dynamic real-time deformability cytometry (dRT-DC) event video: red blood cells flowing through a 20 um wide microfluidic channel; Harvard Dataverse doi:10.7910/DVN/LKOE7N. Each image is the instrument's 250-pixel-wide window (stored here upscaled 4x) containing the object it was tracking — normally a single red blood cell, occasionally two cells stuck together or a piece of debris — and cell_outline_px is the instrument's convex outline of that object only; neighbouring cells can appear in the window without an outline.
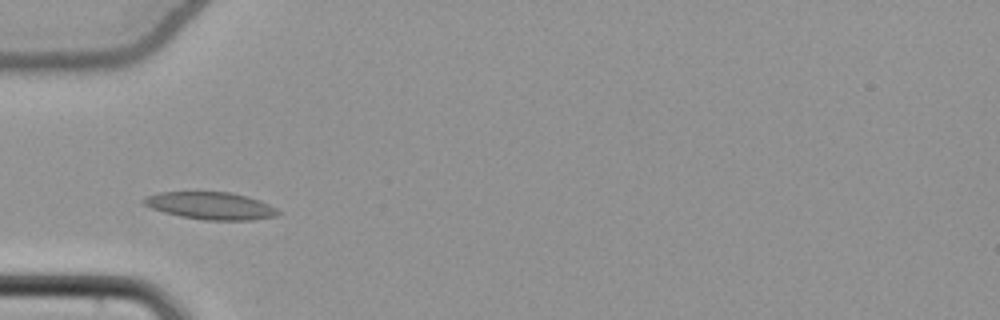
{"species": "common noctule bat (a hibernating species)", "species_latin": "Nyctalus noctula", "temperature_condition": "cold", "stored_images_in_passage": 37, "camera_frame_rate_fps": 3000, "um_per_image_px": 0.085, "animal": {"sex": "female", "body_mass_g": 22.7, "forearm_length_mm": 54.2}, "frame": {"image": 1, "passage_image": 1, "time_ms": 0.0, "image_size_px": [1000, 320], "cell_outline_px": [[280, 212], [276, 216], [252, 220], [204, 220], [180, 216], [164, 212], [152, 208], [144, 204], [140, 200], [148, 196], [160, 192], [232, 192], [248, 196], [260, 200], [276, 208]], "centroid_in_image_um": [17.93, 17.49], "position_along_channel_um": 67.1, "area_um2": 21.39}}
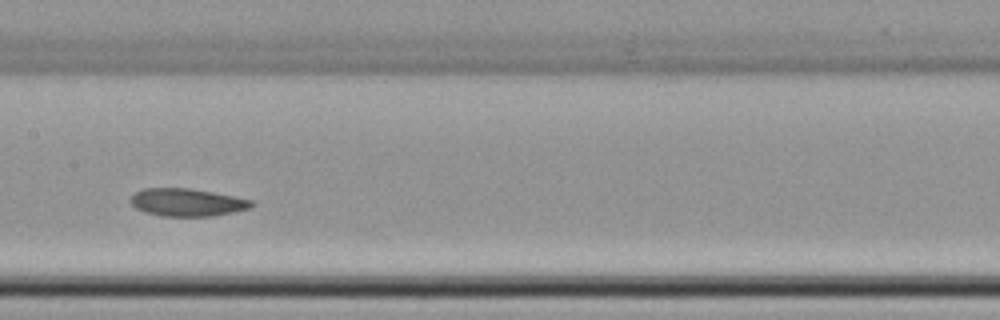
{"frame": {"image": 2, "passage_image": 11, "time_ms": 3.333, "image_size_px": [1000, 320], "cell_outline_px": [[256, 204], [248, 208], [232, 212], [212, 216], [164, 216], [144, 212], [136, 208], [128, 200], [136, 192], [144, 188], [188, 188], [212, 192], [252, 200]], "centroid_in_image_um": [15.87, 17.2], "position_along_channel_um": 191.5, "area_um2": 19.36}}
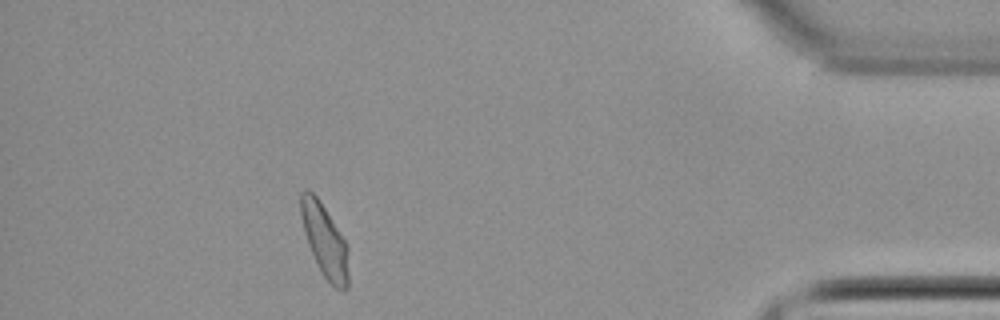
{"frame": {"image": 3, "passage_image": 32, "time_ms": 10.333, "image_size_px": [1000, 320], "cell_outline_px": [[348, 288], [344, 292], [340, 292], [320, 272], [308, 244], [304, 232], [300, 216], [300, 192], [304, 188], [308, 188], [316, 196], [348, 244]], "centroid_in_image_um": [27.6, 20.47], "position_along_channel_um": 407.6, "area_um2": 20.4}, "authors_computed_cell_mechanics": {"area_um2": 19.8832, "velocity_mm_per_s": 3.8005, "shape_relaxation_time_tau1_ms": null, "shape_relaxation_time_tau2_ms": 3.7096, "deformation_change_tau1": null, "deformation_change_tau2": 0.0696}}